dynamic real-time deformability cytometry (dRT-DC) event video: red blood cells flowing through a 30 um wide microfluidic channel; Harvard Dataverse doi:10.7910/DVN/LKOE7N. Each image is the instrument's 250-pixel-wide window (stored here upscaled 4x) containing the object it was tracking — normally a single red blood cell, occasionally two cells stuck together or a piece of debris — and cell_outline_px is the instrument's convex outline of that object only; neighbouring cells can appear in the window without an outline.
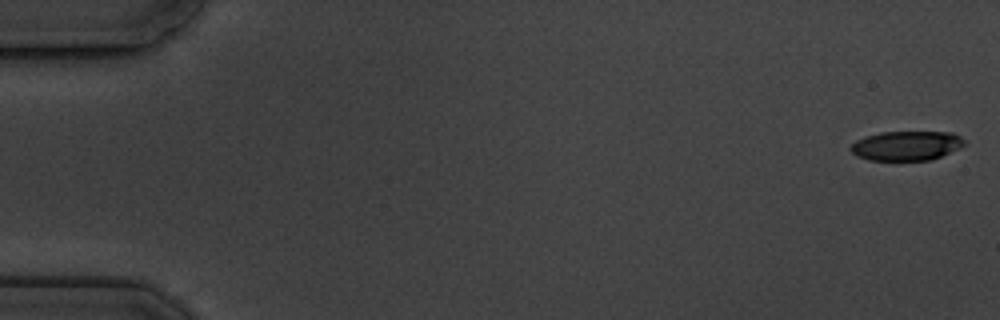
{"species": "common noctule bat (a hibernating species)", "species_latin": "Nyctalus noctula", "temperature_condition": "cold", "stored_images_in_passage": 5, "camera_frame_rate_fps": 3000, "um_per_image_px": 0.085, "animal": {"sex": "male", "body_mass_g": 19.5, "forearm_length_mm": 54.6}, "frame": {"image": 1, "passage_image": 1, "time_ms": 0.0, "image_size_px": [1000, 320], "cell_outline_px": [[964, 144], [960, 148], [932, 160], [868, 160], [856, 156], [848, 148], [856, 140], [864, 136], [880, 132], [952, 132], [960, 136], [964, 140]], "centroid_in_image_um": [77.02, 12.38], "position_along_channel_um": 8.0, "area_um2": 19.65}}